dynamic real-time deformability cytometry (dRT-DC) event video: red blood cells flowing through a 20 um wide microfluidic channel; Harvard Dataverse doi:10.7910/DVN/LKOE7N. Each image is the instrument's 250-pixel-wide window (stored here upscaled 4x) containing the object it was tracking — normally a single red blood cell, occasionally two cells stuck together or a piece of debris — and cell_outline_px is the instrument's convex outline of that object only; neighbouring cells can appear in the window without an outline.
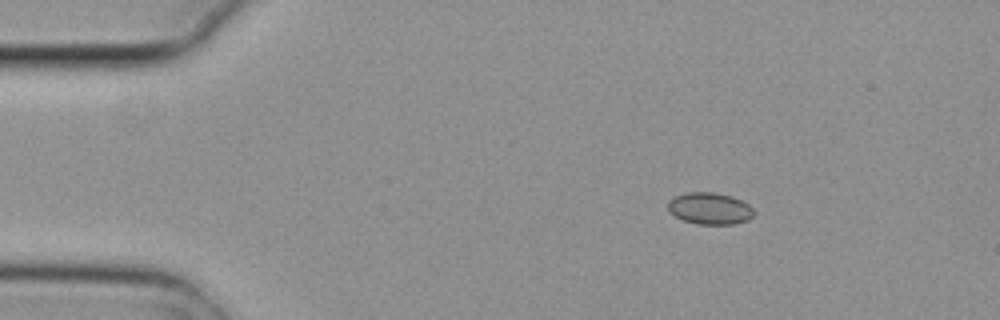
{"species": "common noctule bat (a hibernating species)", "species_latin": "Nyctalus noctula", "temperature_condition": "cold", "stored_images_in_passage": 4, "camera_frame_rate_fps": 3000, "um_per_image_px": 0.085, "animal": {"sex": "female", "body_mass_g": 29.2, "forearm_length_mm": 56.3}, "frame": {"image": 1, "passage_image": 1, "time_ms": 0.0, "image_size_px": [1000, 320], "cell_outline_px": [[752, 216], [748, 220], [732, 224], [696, 224], [684, 220], [676, 216], [668, 208], [668, 200], [676, 196], [688, 192], [712, 192], [732, 196], [748, 204], [752, 208]], "centroid_in_image_um": [60.33, 17.71], "position_along_channel_um": 24.7, "area_um2": 15.66}}
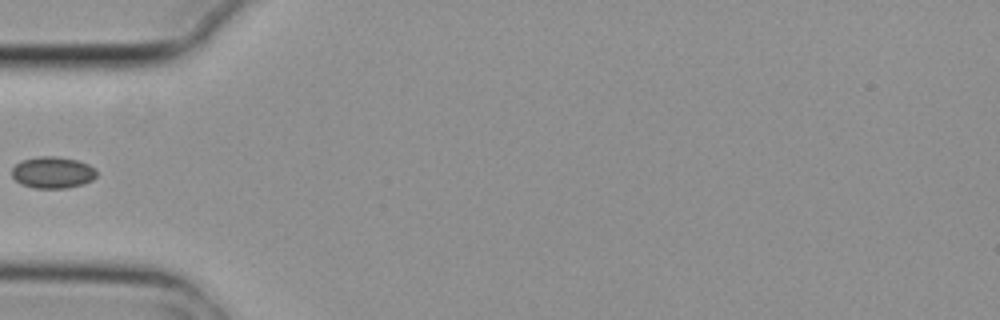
{"frame": {"image": 2, "passage_image": 4, "time_ms": 1.0, "image_size_px": [1000, 320], "cell_outline_px": [[96, 176], [92, 180], [84, 184], [68, 188], [32, 188], [20, 184], [12, 176], [12, 168], [20, 160], [40, 156], [56, 156], [76, 160], [88, 164], [96, 168]], "centroid_in_image_um": [4.47, 14.66], "position_along_channel_um": 80.5, "area_um2": 15.78}}